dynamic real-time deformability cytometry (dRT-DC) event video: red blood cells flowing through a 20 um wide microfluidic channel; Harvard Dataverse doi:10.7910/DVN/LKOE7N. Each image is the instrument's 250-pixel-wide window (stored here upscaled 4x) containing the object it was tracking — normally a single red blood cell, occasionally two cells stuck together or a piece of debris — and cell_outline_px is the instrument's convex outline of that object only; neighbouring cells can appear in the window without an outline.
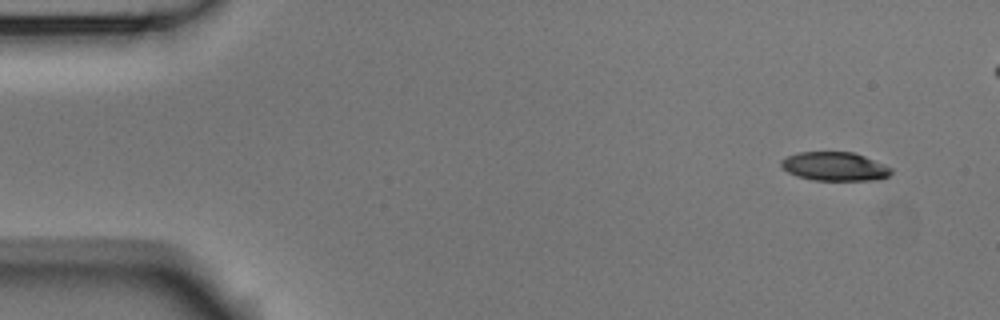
{"species": "Egyptian fruit bat (a non-hibernating species)", "species_latin": "Rousettus aegyptiacus", "temperature_condition": "room temperature", "stored_images_in_passage": 7, "camera_frame_rate_fps": 3000, "um_per_image_px": 0.085, "animal": {"sex": "male"}, "frame": {"image": 1, "passage_image": 1, "time_ms": 0.0, "image_size_px": [1000, 320], "cell_outline_px": [[892, 172], [888, 176], [880, 180], [812, 180], [796, 176], [788, 172], [780, 164], [780, 160], [788, 156], [800, 152], [852, 152], [864, 156], [884, 164], [892, 168]], "centroid_in_image_um": [70.96, 14.15], "position_along_channel_um": 14.0, "area_um2": 18.44}}
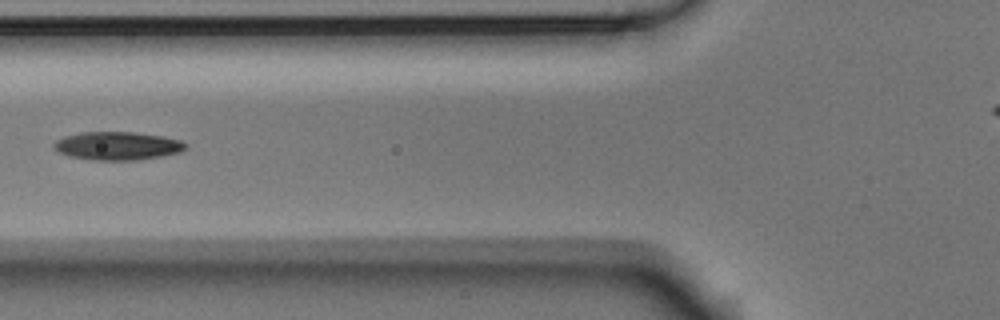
{"frame": {"image": 2, "passage_image": 6, "time_ms": 1.667, "image_size_px": [1000, 320], "cell_outline_px": [[188, 148], [180, 152], [160, 156], [136, 160], [92, 160], [68, 156], [56, 152], [52, 148], [52, 144], [56, 140], [64, 136], [80, 132], [132, 132], [164, 136], [180, 140], [188, 144]], "centroid_in_image_um": [9.95, 12.4], "position_along_channel_um": 115.9, "area_um2": 21.96}}
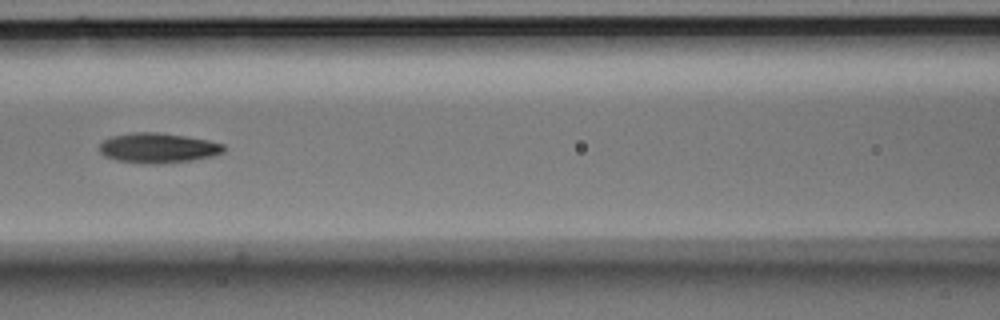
{"frame": {"image": 3, "passage_image": 7, "time_ms": 2.0, "image_size_px": [1000, 320], "cell_outline_px": [[224, 152], [212, 156], [192, 160], [156, 164], [148, 164], [116, 160], [104, 156], [100, 152], [100, 144], [104, 140], [112, 136], [132, 132], [160, 132], [208, 140], [224, 144]], "centroid_in_image_um": [13.42, 12.57], "position_along_channel_um": 153.2, "area_um2": 21.68}}